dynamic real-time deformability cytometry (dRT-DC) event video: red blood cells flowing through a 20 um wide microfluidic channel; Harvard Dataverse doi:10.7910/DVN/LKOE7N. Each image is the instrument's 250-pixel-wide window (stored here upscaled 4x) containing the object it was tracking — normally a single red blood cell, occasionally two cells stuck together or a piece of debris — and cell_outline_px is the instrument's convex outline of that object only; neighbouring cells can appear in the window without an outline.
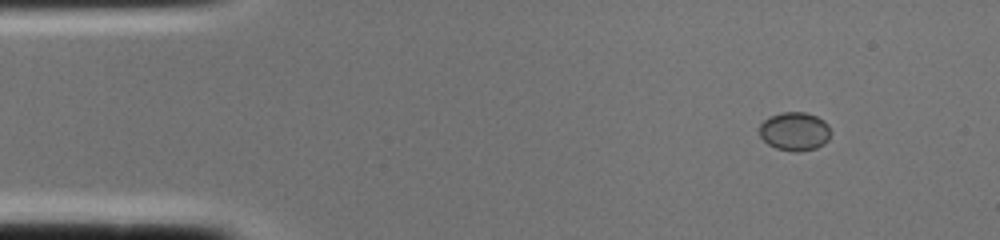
{"species": "common noctule bat (a hibernating species)", "species_latin": "Nyctalus noctula", "temperature_condition": "cold", "stored_images_in_passage": 1, "camera_frame_rate_fps": 3000, "um_per_image_px": 0.085, "animal": {"sex": "female", "body_mass_g": 22.0, "forearm_length_mm": 56.7}, "frame": {"image": 1, "passage_image": 1, "time_ms": 0.0, "image_size_px": [1000, 240], "cell_outline_px": [[832, 132], [828, 140], [824, 144], [816, 148], [796, 152], [776, 148], [768, 144], [760, 136], [760, 124], [768, 116], [780, 112], [804, 112], [816, 116], [824, 120], [828, 124]], "centroid_in_image_um": [67.56, 11.15], "position_along_channel_um": 17.4, "area_um2": 16.18}}